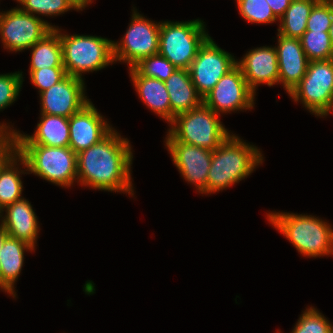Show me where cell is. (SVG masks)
I'll return each mask as SVG.
<instances>
[{
  "label": "cell",
  "instance_id": "cell-1",
  "mask_svg": "<svg viewBox=\"0 0 333 333\" xmlns=\"http://www.w3.org/2000/svg\"><path fill=\"white\" fill-rule=\"evenodd\" d=\"M133 153L127 138L113 129L100 142L77 154V181L93 189L134 195Z\"/></svg>",
  "mask_w": 333,
  "mask_h": 333
},
{
  "label": "cell",
  "instance_id": "cell-2",
  "mask_svg": "<svg viewBox=\"0 0 333 333\" xmlns=\"http://www.w3.org/2000/svg\"><path fill=\"white\" fill-rule=\"evenodd\" d=\"M259 149L230 134L213 151L207 179V194H213L240 182L263 163Z\"/></svg>",
  "mask_w": 333,
  "mask_h": 333
},
{
  "label": "cell",
  "instance_id": "cell-3",
  "mask_svg": "<svg viewBox=\"0 0 333 333\" xmlns=\"http://www.w3.org/2000/svg\"><path fill=\"white\" fill-rule=\"evenodd\" d=\"M267 220L303 256L333 255V229L328 222L312 215L276 211L269 212Z\"/></svg>",
  "mask_w": 333,
  "mask_h": 333
},
{
  "label": "cell",
  "instance_id": "cell-4",
  "mask_svg": "<svg viewBox=\"0 0 333 333\" xmlns=\"http://www.w3.org/2000/svg\"><path fill=\"white\" fill-rule=\"evenodd\" d=\"M219 114L202 103L170 122L165 141H179L214 151L230 135Z\"/></svg>",
  "mask_w": 333,
  "mask_h": 333
},
{
  "label": "cell",
  "instance_id": "cell-5",
  "mask_svg": "<svg viewBox=\"0 0 333 333\" xmlns=\"http://www.w3.org/2000/svg\"><path fill=\"white\" fill-rule=\"evenodd\" d=\"M18 154L25 160L29 174L64 188L77 180V154L69 146L18 144Z\"/></svg>",
  "mask_w": 333,
  "mask_h": 333
},
{
  "label": "cell",
  "instance_id": "cell-6",
  "mask_svg": "<svg viewBox=\"0 0 333 333\" xmlns=\"http://www.w3.org/2000/svg\"><path fill=\"white\" fill-rule=\"evenodd\" d=\"M59 27L63 65L67 75L83 79L86 72L99 71L114 62L112 40L90 35H68Z\"/></svg>",
  "mask_w": 333,
  "mask_h": 333
},
{
  "label": "cell",
  "instance_id": "cell-7",
  "mask_svg": "<svg viewBox=\"0 0 333 333\" xmlns=\"http://www.w3.org/2000/svg\"><path fill=\"white\" fill-rule=\"evenodd\" d=\"M200 19L160 23L158 53L178 69H189L200 47L210 37Z\"/></svg>",
  "mask_w": 333,
  "mask_h": 333
},
{
  "label": "cell",
  "instance_id": "cell-8",
  "mask_svg": "<svg viewBox=\"0 0 333 333\" xmlns=\"http://www.w3.org/2000/svg\"><path fill=\"white\" fill-rule=\"evenodd\" d=\"M289 96L311 114L324 117L333 104V59L309 62L305 76Z\"/></svg>",
  "mask_w": 333,
  "mask_h": 333
},
{
  "label": "cell",
  "instance_id": "cell-9",
  "mask_svg": "<svg viewBox=\"0 0 333 333\" xmlns=\"http://www.w3.org/2000/svg\"><path fill=\"white\" fill-rule=\"evenodd\" d=\"M131 23L120 42L113 41L114 63H128L129 68L137 64L142 58L158 53L160 22L146 19L133 7Z\"/></svg>",
  "mask_w": 333,
  "mask_h": 333
},
{
  "label": "cell",
  "instance_id": "cell-10",
  "mask_svg": "<svg viewBox=\"0 0 333 333\" xmlns=\"http://www.w3.org/2000/svg\"><path fill=\"white\" fill-rule=\"evenodd\" d=\"M55 27L39 16L22 11L19 7L0 14L1 41L3 47L10 52L30 49Z\"/></svg>",
  "mask_w": 333,
  "mask_h": 333
},
{
  "label": "cell",
  "instance_id": "cell-11",
  "mask_svg": "<svg viewBox=\"0 0 333 333\" xmlns=\"http://www.w3.org/2000/svg\"><path fill=\"white\" fill-rule=\"evenodd\" d=\"M236 61L232 54L221 49L209 37L188 69L198 94L204 98L216 83L236 66Z\"/></svg>",
  "mask_w": 333,
  "mask_h": 333
},
{
  "label": "cell",
  "instance_id": "cell-12",
  "mask_svg": "<svg viewBox=\"0 0 333 333\" xmlns=\"http://www.w3.org/2000/svg\"><path fill=\"white\" fill-rule=\"evenodd\" d=\"M256 94L248 86L241 69L236 65L224 75L203 98V103L215 113L250 110Z\"/></svg>",
  "mask_w": 333,
  "mask_h": 333
},
{
  "label": "cell",
  "instance_id": "cell-13",
  "mask_svg": "<svg viewBox=\"0 0 333 333\" xmlns=\"http://www.w3.org/2000/svg\"><path fill=\"white\" fill-rule=\"evenodd\" d=\"M165 144L185 181L194 184L197 192L207 194V179L213 151L179 141H165Z\"/></svg>",
  "mask_w": 333,
  "mask_h": 333
},
{
  "label": "cell",
  "instance_id": "cell-14",
  "mask_svg": "<svg viewBox=\"0 0 333 333\" xmlns=\"http://www.w3.org/2000/svg\"><path fill=\"white\" fill-rule=\"evenodd\" d=\"M85 88L84 79L67 75L39 94L41 113L69 118L90 102Z\"/></svg>",
  "mask_w": 333,
  "mask_h": 333
},
{
  "label": "cell",
  "instance_id": "cell-15",
  "mask_svg": "<svg viewBox=\"0 0 333 333\" xmlns=\"http://www.w3.org/2000/svg\"><path fill=\"white\" fill-rule=\"evenodd\" d=\"M113 129L90 101L69 117V147L78 154L100 142Z\"/></svg>",
  "mask_w": 333,
  "mask_h": 333
},
{
  "label": "cell",
  "instance_id": "cell-16",
  "mask_svg": "<svg viewBox=\"0 0 333 333\" xmlns=\"http://www.w3.org/2000/svg\"><path fill=\"white\" fill-rule=\"evenodd\" d=\"M236 65L241 69L248 86L255 94L260 84L271 87L279 83L275 47L262 46L252 49L241 60H237Z\"/></svg>",
  "mask_w": 333,
  "mask_h": 333
},
{
  "label": "cell",
  "instance_id": "cell-17",
  "mask_svg": "<svg viewBox=\"0 0 333 333\" xmlns=\"http://www.w3.org/2000/svg\"><path fill=\"white\" fill-rule=\"evenodd\" d=\"M277 36L278 44L275 49L278 58L279 84L284 86L289 95L305 76L309 60L300 39L278 33Z\"/></svg>",
  "mask_w": 333,
  "mask_h": 333
},
{
  "label": "cell",
  "instance_id": "cell-18",
  "mask_svg": "<svg viewBox=\"0 0 333 333\" xmlns=\"http://www.w3.org/2000/svg\"><path fill=\"white\" fill-rule=\"evenodd\" d=\"M4 212L6 215L2 216L0 224L8 236L22 240L35 248L39 224L31 203L23 198L7 205L3 209Z\"/></svg>",
  "mask_w": 333,
  "mask_h": 333
},
{
  "label": "cell",
  "instance_id": "cell-19",
  "mask_svg": "<svg viewBox=\"0 0 333 333\" xmlns=\"http://www.w3.org/2000/svg\"><path fill=\"white\" fill-rule=\"evenodd\" d=\"M40 121L32 135L16 130L18 144H40L48 147L69 146V118L40 114Z\"/></svg>",
  "mask_w": 333,
  "mask_h": 333
},
{
  "label": "cell",
  "instance_id": "cell-20",
  "mask_svg": "<svg viewBox=\"0 0 333 333\" xmlns=\"http://www.w3.org/2000/svg\"><path fill=\"white\" fill-rule=\"evenodd\" d=\"M170 98L171 121L175 116L188 112L203 103L188 69H176L164 82Z\"/></svg>",
  "mask_w": 333,
  "mask_h": 333
},
{
  "label": "cell",
  "instance_id": "cell-21",
  "mask_svg": "<svg viewBox=\"0 0 333 333\" xmlns=\"http://www.w3.org/2000/svg\"><path fill=\"white\" fill-rule=\"evenodd\" d=\"M130 77L137 94L147 107L160 118L171 122V104L165 83L159 79L140 75L133 67L129 68Z\"/></svg>",
  "mask_w": 333,
  "mask_h": 333
},
{
  "label": "cell",
  "instance_id": "cell-22",
  "mask_svg": "<svg viewBox=\"0 0 333 333\" xmlns=\"http://www.w3.org/2000/svg\"><path fill=\"white\" fill-rule=\"evenodd\" d=\"M35 251L28 243L7 236L0 250V277L2 282L16 295L14 285L24 263V252Z\"/></svg>",
  "mask_w": 333,
  "mask_h": 333
},
{
  "label": "cell",
  "instance_id": "cell-23",
  "mask_svg": "<svg viewBox=\"0 0 333 333\" xmlns=\"http://www.w3.org/2000/svg\"><path fill=\"white\" fill-rule=\"evenodd\" d=\"M30 49L32 51L29 70L64 67L60 35L54 28Z\"/></svg>",
  "mask_w": 333,
  "mask_h": 333
},
{
  "label": "cell",
  "instance_id": "cell-24",
  "mask_svg": "<svg viewBox=\"0 0 333 333\" xmlns=\"http://www.w3.org/2000/svg\"><path fill=\"white\" fill-rule=\"evenodd\" d=\"M18 165H22L24 168L27 167L25 160L19 154H16L0 172V204L3 208L23 199L21 196L23 184L20 174L29 173L27 169H19Z\"/></svg>",
  "mask_w": 333,
  "mask_h": 333
},
{
  "label": "cell",
  "instance_id": "cell-25",
  "mask_svg": "<svg viewBox=\"0 0 333 333\" xmlns=\"http://www.w3.org/2000/svg\"><path fill=\"white\" fill-rule=\"evenodd\" d=\"M318 1L293 0L279 20L278 34L299 39L306 31L307 20L311 10Z\"/></svg>",
  "mask_w": 333,
  "mask_h": 333
},
{
  "label": "cell",
  "instance_id": "cell-26",
  "mask_svg": "<svg viewBox=\"0 0 333 333\" xmlns=\"http://www.w3.org/2000/svg\"><path fill=\"white\" fill-rule=\"evenodd\" d=\"M299 39L309 62L333 59L329 32L305 31Z\"/></svg>",
  "mask_w": 333,
  "mask_h": 333
},
{
  "label": "cell",
  "instance_id": "cell-27",
  "mask_svg": "<svg viewBox=\"0 0 333 333\" xmlns=\"http://www.w3.org/2000/svg\"><path fill=\"white\" fill-rule=\"evenodd\" d=\"M133 68L142 76L165 82L177 69L160 53L142 58Z\"/></svg>",
  "mask_w": 333,
  "mask_h": 333
},
{
  "label": "cell",
  "instance_id": "cell-28",
  "mask_svg": "<svg viewBox=\"0 0 333 333\" xmlns=\"http://www.w3.org/2000/svg\"><path fill=\"white\" fill-rule=\"evenodd\" d=\"M244 20L257 24H271L279 19L273 14L266 0H236Z\"/></svg>",
  "mask_w": 333,
  "mask_h": 333
},
{
  "label": "cell",
  "instance_id": "cell-29",
  "mask_svg": "<svg viewBox=\"0 0 333 333\" xmlns=\"http://www.w3.org/2000/svg\"><path fill=\"white\" fill-rule=\"evenodd\" d=\"M291 333H333V325L316 308L309 307L303 311Z\"/></svg>",
  "mask_w": 333,
  "mask_h": 333
},
{
  "label": "cell",
  "instance_id": "cell-30",
  "mask_svg": "<svg viewBox=\"0 0 333 333\" xmlns=\"http://www.w3.org/2000/svg\"><path fill=\"white\" fill-rule=\"evenodd\" d=\"M31 15L57 16L75 8L67 0H16Z\"/></svg>",
  "mask_w": 333,
  "mask_h": 333
},
{
  "label": "cell",
  "instance_id": "cell-31",
  "mask_svg": "<svg viewBox=\"0 0 333 333\" xmlns=\"http://www.w3.org/2000/svg\"><path fill=\"white\" fill-rule=\"evenodd\" d=\"M333 20V0H319L311 10L306 31L329 32Z\"/></svg>",
  "mask_w": 333,
  "mask_h": 333
},
{
  "label": "cell",
  "instance_id": "cell-32",
  "mask_svg": "<svg viewBox=\"0 0 333 333\" xmlns=\"http://www.w3.org/2000/svg\"><path fill=\"white\" fill-rule=\"evenodd\" d=\"M23 72L0 74V111L10 106L19 96Z\"/></svg>",
  "mask_w": 333,
  "mask_h": 333
},
{
  "label": "cell",
  "instance_id": "cell-33",
  "mask_svg": "<svg viewBox=\"0 0 333 333\" xmlns=\"http://www.w3.org/2000/svg\"><path fill=\"white\" fill-rule=\"evenodd\" d=\"M29 75L31 83L39 89L38 92L40 94L63 80L67 73L64 67H48L39 70H29Z\"/></svg>",
  "mask_w": 333,
  "mask_h": 333
},
{
  "label": "cell",
  "instance_id": "cell-34",
  "mask_svg": "<svg viewBox=\"0 0 333 333\" xmlns=\"http://www.w3.org/2000/svg\"><path fill=\"white\" fill-rule=\"evenodd\" d=\"M18 154L16 129L0 127V172Z\"/></svg>",
  "mask_w": 333,
  "mask_h": 333
},
{
  "label": "cell",
  "instance_id": "cell-35",
  "mask_svg": "<svg viewBox=\"0 0 333 333\" xmlns=\"http://www.w3.org/2000/svg\"><path fill=\"white\" fill-rule=\"evenodd\" d=\"M273 14L280 20L293 0H266Z\"/></svg>",
  "mask_w": 333,
  "mask_h": 333
},
{
  "label": "cell",
  "instance_id": "cell-36",
  "mask_svg": "<svg viewBox=\"0 0 333 333\" xmlns=\"http://www.w3.org/2000/svg\"><path fill=\"white\" fill-rule=\"evenodd\" d=\"M8 236L7 232L3 228V226L0 224V250L3 247L4 241L6 237ZM0 289L3 290L7 294L12 295L13 298L16 297V295L2 282L1 277H0Z\"/></svg>",
  "mask_w": 333,
  "mask_h": 333
},
{
  "label": "cell",
  "instance_id": "cell-37",
  "mask_svg": "<svg viewBox=\"0 0 333 333\" xmlns=\"http://www.w3.org/2000/svg\"><path fill=\"white\" fill-rule=\"evenodd\" d=\"M77 11H82L88 4L93 3L92 0H67Z\"/></svg>",
  "mask_w": 333,
  "mask_h": 333
},
{
  "label": "cell",
  "instance_id": "cell-38",
  "mask_svg": "<svg viewBox=\"0 0 333 333\" xmlns=\"http://www.w3.org/2000/svg\"><path fill=\"white\" fill-rule=\"evenodd\" d=\"M329 36H330L331 43L333 45V20H332V24L329 28Z\"/></svg>",
  "mask_w": 333,
  "mask_h": 333
},
{
  "label": "cell",
  "instance_id": "cell-39",
  "mask_svg": "<svg viewBox=\"0 0 333 333\" xmlns=\"http://www.w3.org/2000/svg\"><path fill=\"white\" fill-rule=\"evenodd\" d=\"M0 127H4V128H7V129H12L9 125H7L4 122H2V124L0 123Z\"/></svg>",
  "mask_w": 333,
  "mask_h": 333
},
{
  "label": "cell",
  "instance_id": "cell-40",
  "mask_svg": "<svg viewBox=\"0 0 333 333\" xmlns=\"http://www.w3.org/2000/svg\"><path fill=\"white\" fill-rule=\"evenodd\" d=\"M3 209H4V208H3V207L1 206V204H0V218H2V215H3V213H2V212H3ZM0 221H1V219H0Z\"/></svg>",
  "mask_w": 333,
  "mask_h": 333
},
{
  "label": "cell",
  "instance_id": "cell-41",
  "mask_svg": "<svg viewBox=\"0 0 333 333\" xmlns=\"http://www.w3.org/2000/svg\"><path fill=\"white\" fill-rule=\"evenodd\" d=\"M332 111H333V104H332V106H331V109L329 110V112H328L325 116H327L328 114H330ZM332 113H333V112H332Z\"/></svg>",
  "mask_w": 333,
  "mask_h": 333
}]
</instances>
